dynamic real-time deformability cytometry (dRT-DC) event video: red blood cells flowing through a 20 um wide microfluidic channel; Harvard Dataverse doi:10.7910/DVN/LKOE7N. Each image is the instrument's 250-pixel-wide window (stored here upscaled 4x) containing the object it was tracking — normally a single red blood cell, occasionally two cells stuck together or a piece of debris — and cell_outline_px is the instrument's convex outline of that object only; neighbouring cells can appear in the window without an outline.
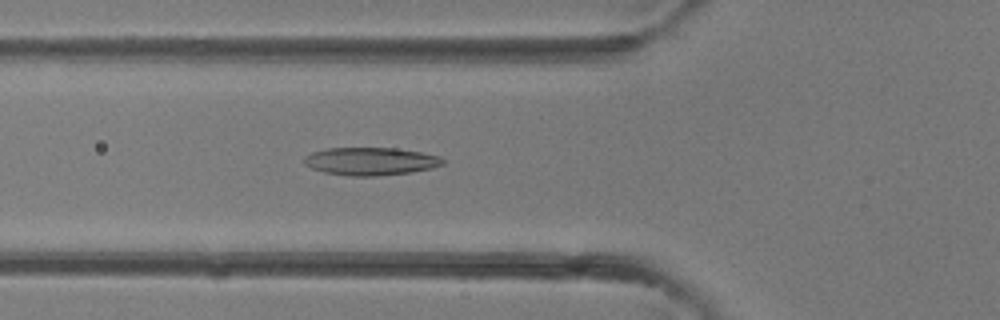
{"species": "common noctule bat (a hibernating species)", "species_latin": "Nyctalus noctula", "temperature_condition": "room temperature", "stored_images_in_passage": 28, "camera_frame_rate_fps": 3000, "um_per_image_px": 0.085, "animal": {"sex": "female"}, "frame": {"image": 1, "passage_image": 5, "time_ms": 1.333, "image_size_px": [1000, 320], "cell_outline_px": [[444, 164], [432, 168], [412, 172], [376, 176], [348, 176], [324, 172], [312, 168], [304, 164], [304, 156], [312, 152], [328, 148], [396, 148], [420, 152], [440, 156], [444, 160]], "centroid_in_image_um": [31.5, 13.71], "position_along_channel_um": 94.3, "area_um2": 22.54}}
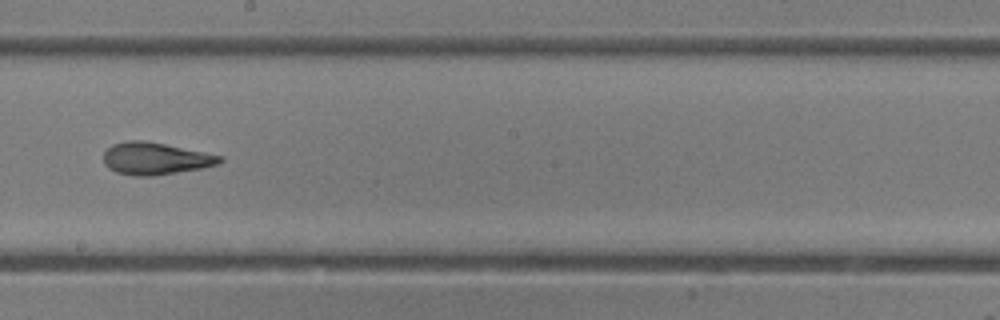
{"frame": {"image": 2, "passage_image": 13, "time_ms": 4.0, "image_size_px": [1000, 320], "cell_outline_px": [[224, 160], [220, 164], [200, 168], [152, 176], [136, 176], [116, 172], [108, 168], [104, 164], [104, 152], [112, 144], [128, 140], [144, 140], [224, 156]], "centroid_in_image_um": [13.2, 13.47], "position_along_channel_um": 235.0, "area_um2": 21.73}}
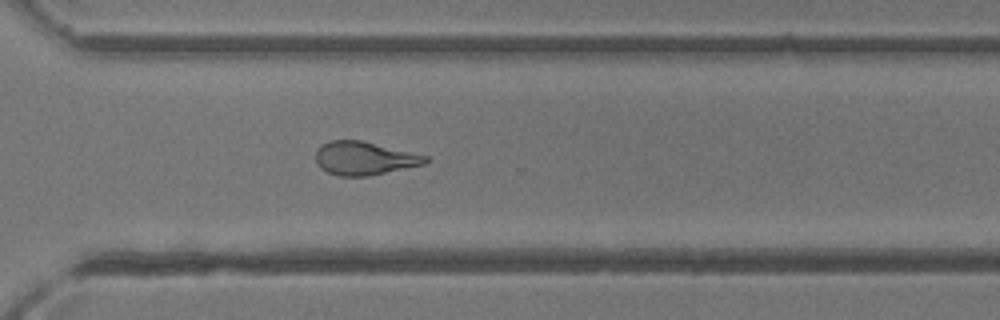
{"frame": {"image": 3, "passage_image": 19, "time_ms": 6.0, "image_size_px": [1000, 320], "cell_outline_px": [[428, 160], [424, 164], [368, 176], [340, 176], [328, 172], [320, 168], [316, 160], [316, 152], [324, 144], [332, 140], [360, 140], [428, 156]], "centroid_in_image_um": [30.96, 13.46], "position_along_channel_um": 339.6, "area_um2": 20.92}}